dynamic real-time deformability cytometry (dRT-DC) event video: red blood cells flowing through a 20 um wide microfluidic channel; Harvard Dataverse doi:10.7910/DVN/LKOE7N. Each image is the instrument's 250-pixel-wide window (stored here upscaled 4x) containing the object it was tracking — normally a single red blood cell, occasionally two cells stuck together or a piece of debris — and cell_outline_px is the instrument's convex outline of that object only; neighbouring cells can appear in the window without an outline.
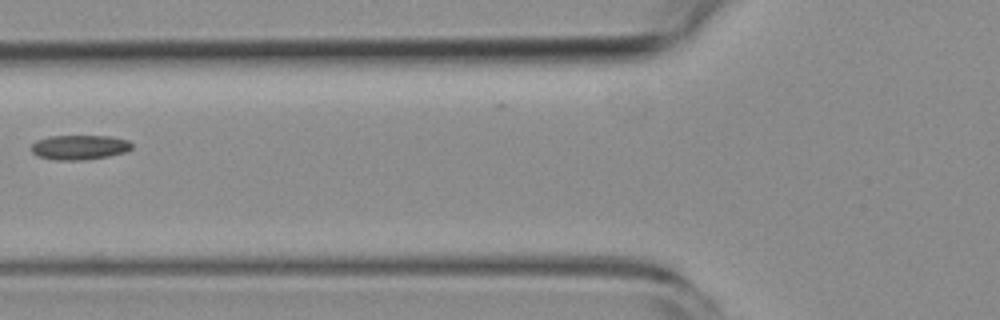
{"species": "common noctule bat (a hibernating species)", "species_latin": "Nyctalus noctula", "temperature_condition": "room temperature", "stored_images_in_passage": 7, "camera_frame_rate_fps": 3000, "um_per_image_px": 0.085, "animal": {"sex": "female", "body_mass_g": 19.3, "forearm_length_mm": 54.1}, "frame": {"image": 1, "passage_image": 7, "time_ms": 7.0, "image_size_px": [1000, 320], "cell_outline_px": [[132, 148], [128, 152], [108, 156], [84, 160], [56, 160], [40, 156], [32, 152], [32, 144], [36, 140], [48, 136], [112, 136], [128, 140], [132, 144]], "centroid_in_image_um": [6.8, 12.51], "position_along_channel_um": 119.0, "area_um2": 14.51}}